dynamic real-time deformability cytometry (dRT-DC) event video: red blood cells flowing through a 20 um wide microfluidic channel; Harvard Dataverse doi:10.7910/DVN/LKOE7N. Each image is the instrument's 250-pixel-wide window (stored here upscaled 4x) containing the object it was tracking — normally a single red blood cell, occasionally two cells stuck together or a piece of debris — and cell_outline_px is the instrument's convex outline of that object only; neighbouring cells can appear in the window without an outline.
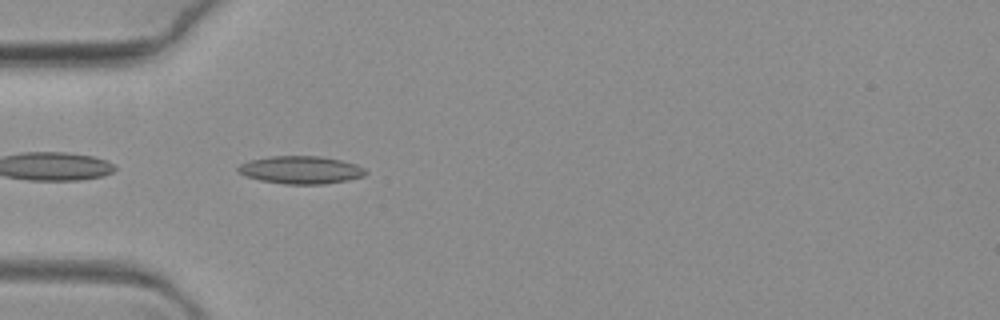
{"species": "common noctule bat (a hibernating species)", "species_latin": "Nyctalus noctula", "temperature_condition": "warm", "stored_images_in_passage": 18, "camera_frame_rate_fps": 3000, "um_per_image_px": 0.085, "animal": {"sex": "female", "body_mass_g": 19.3, "forearm_length_mm": 54.1}, "frame": {"image": 1, "passage_image": 2, "time_ms": 0.333, "image_size_px": [1000, 320], "cell_outline_px": [[368, 172], [364, 176], [348, 180], [324, 184], [284, 184], [260, 180], [248, 176], [240, 172], [236, 168], [240, 164], [248, 160], [272, 156], [320, 156], [340, 160], [356, 164], [364, 168]], "centroid_in_image_um": [25.59, 14.44], "position_along_channel_um": 59.4, "area_um2": 20.58}}
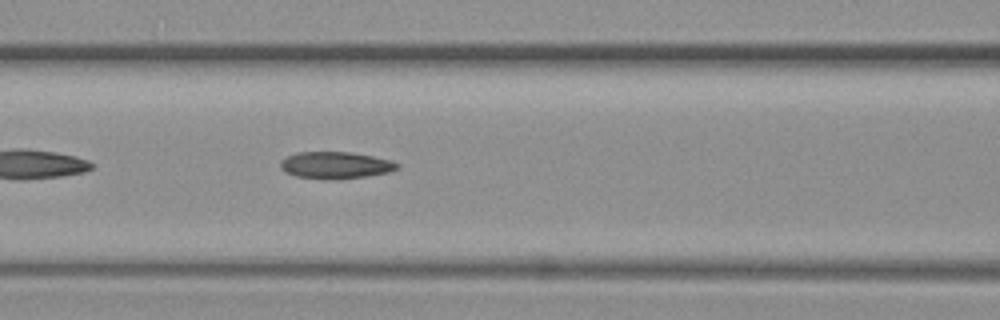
{"frame": {"image": 2, "passage_image": 10, "time_ms": 3.0, "image_size_px": [1000, 320], "cell_outline_px": [[400, 168], [388, 172], [368, 176], [340, 180], [332, 180], [296, 176], [284, 172], [280, 168], [280, 160], [296, 152], [352, 152], [392, 160], [400, 164]], "centroid_in_image_um": [28.53, 14.05], "position_along_channel_um": 138.1, "area_um2": 18.61}}
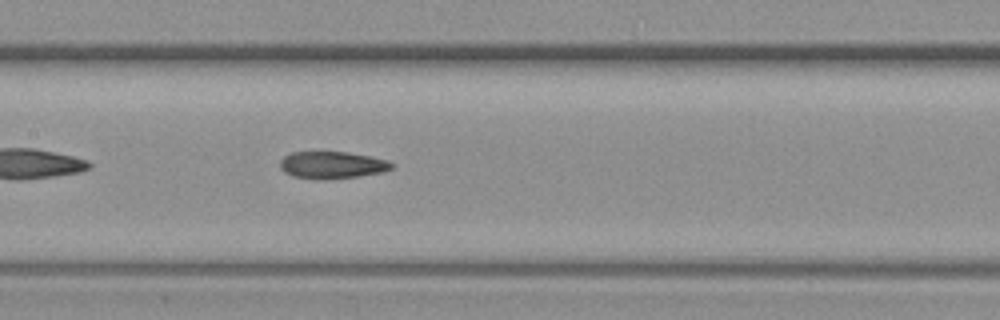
{"frame": {"image": 3, "passage_image": 14, "time_ms": 4.333, "image_size_px": [1000, 320], "cell_outline_px": [[392, 168], [384, 172], [360, 176], [328, 180], [312, 180], [292, 176], [284, 172], [280, 168], [280, 160], [284, 156], [292, 152], [348, 152], [388, 160], [392, 164]], "centroid_in_image_um": [28.19, 14.05], "position_along_channel_um": 179.2, "area_um2": 17.92}}